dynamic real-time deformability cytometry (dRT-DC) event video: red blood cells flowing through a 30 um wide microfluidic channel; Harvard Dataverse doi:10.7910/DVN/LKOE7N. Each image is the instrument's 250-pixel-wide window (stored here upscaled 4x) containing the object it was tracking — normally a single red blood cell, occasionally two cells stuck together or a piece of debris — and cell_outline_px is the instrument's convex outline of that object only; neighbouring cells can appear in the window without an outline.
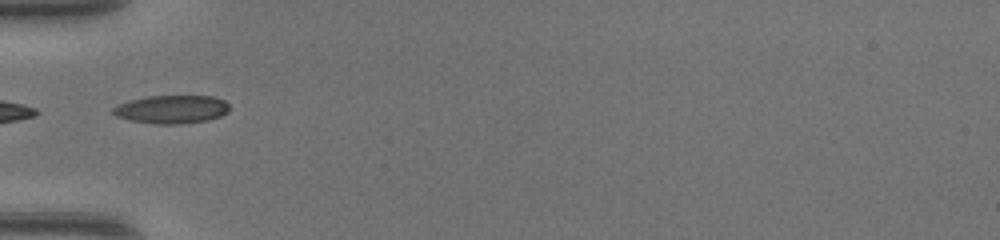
{"species": "common noctule bat (a hibernating species)", "species_latin": "Nyctalus noctula", "temperature_condition": "warm", "stored_images_in_passage": 32, "camera_frame_rate_fps": 3000, "um_per_image_px": 0.085, "animal": {"sex": "female", "body_mass_g": 17.0, "forearm_length_mm": 48.0}, "frame": {"image": 1, "passage_image": 1, "time_ms": 0.0, "image_size_px": [1000, 240], "cell_outline_px": [[232, 108], [228, 112], [220, 116], [208, 120], [180, 124], [156, 124], [128, 120], [116, 116], [112, 112], [112, 108], [120, 104], [132, 100], [148, 96], [212, 96], [224, 100]], "centroid_in_image_um": [14.62, 9.3], "position_along_channel_um": 70.4, "area_um2": 19.19}}
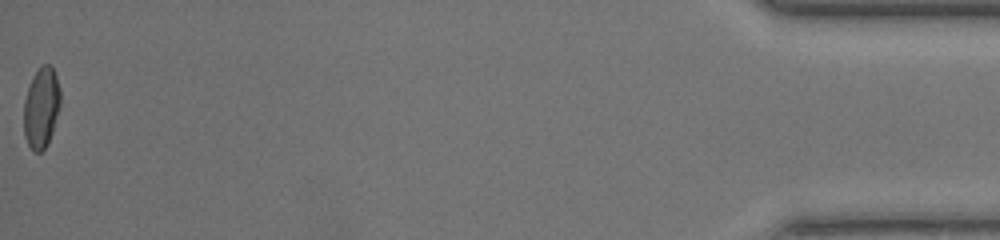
{"frame": {"image": 2, "passage_image": 32, "time_ms": 10.333, "image_size_px": [1000, 240], "cell_outline_px": [[60, 104], [52, 132], [48, 144], [40, 152], [36, 152], [28, 144], [24, 136], [24, 100], [28, 88], [40, 64], [48, 64], [52, 68], [56, 76], [60, 88]], "centroid_in_image_um": [3.51, 9.15], "position_along_channel_um": 431.7, "area_um2": 16.99}, "authors_computed_cell_mechanics": {"area_um2": 17.5423, "velocity_mm_per_s": 4.4054, "shape_relaxation_time_tau1_ms": 3.649, "shape_relaxation_time_tau2_ms": 1.211, "deformation_change_tau1": 0.1911, "deformation_change_tau2": 0.0629}}